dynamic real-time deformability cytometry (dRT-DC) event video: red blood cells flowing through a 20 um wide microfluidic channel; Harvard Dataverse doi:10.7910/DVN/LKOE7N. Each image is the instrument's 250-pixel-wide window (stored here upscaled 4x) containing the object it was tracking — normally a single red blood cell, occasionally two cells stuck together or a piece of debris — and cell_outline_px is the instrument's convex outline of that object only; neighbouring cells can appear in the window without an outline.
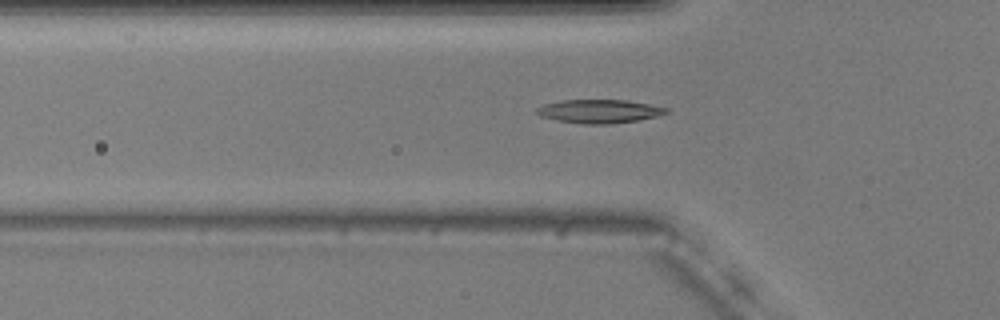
{"species": "common noctule bat (a hibernating species)", "species_latin": "Nyctalus noctula", "temperature_condition": "warm", "stored_images_in_passage": 47, "camera_frame_rate_fps": 3000, "um_per_image_px": 0.085, "animal": {"sex": "male", "body_mass_g": 20.5, "forearm_length_mm": 52.5}, "frame": {"image": 1, "passage_image": 10, "time_ms": 3.0, "image_size_px": [1000, 320], "cell_outline_px": [[668, 112], [656, 116], [640, 120], [612, 124], [584, 124], [556, 120], [544, 116], [536, 112], [536, 108], [544, 104], [560, 100], [628, 100], [668, 108]], "centroid_in_image_um": [50.95, 9.46], "position_along_channel_um": 74.8, "area_um2": 17.69}}
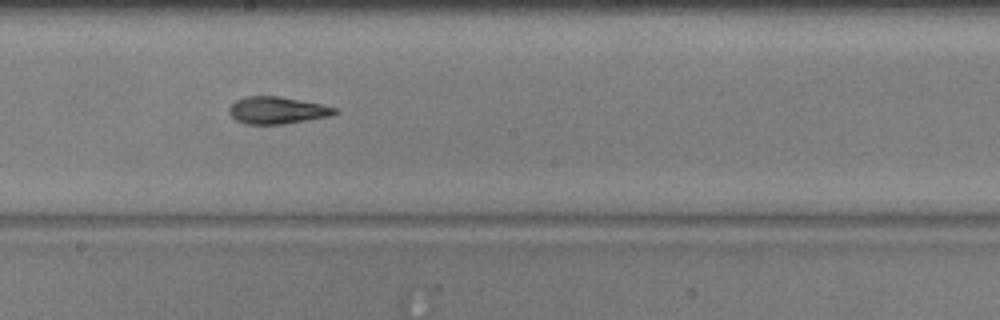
{"frame": {"image": 2, "passage_image": 22, "time_ms": 7.0, "image_size_px": [1000, 320], "cell_outline_px": [[340, 112], [332, 116], [284, 124], [244, 124], [236, 120], [228, 112], [228, 108], [236, 100], [244, 96], [280, 96], [320, 104], [336, 108]], "centroid_in_image_um": [23.56, 9.38], "position_along_channel_um": 224.6, "area_um2": 16.82}}
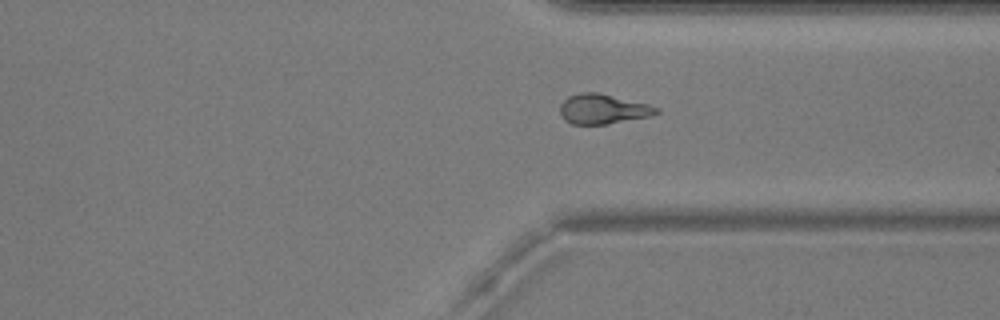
{"frame": {"image": 3, "passage_image": 33, "time_ms": 10.667, "image_size_px": [1000, 320], "cell_outline_px": [[660, 112], [652, 116], [608, 124], [572, 124], [564, 120], [560, 112], [560, 104], [568, 96], [580, 92], [596, 92], [648, 104], [660, 108]], "centroid_in_image_um": [51.26, 9.27], "position_along_channel_um": 360.1, "area_um2": 16.82}, "authors_computed_cell_mechanics": {"area_um2": 16.8198, "velocity_mm_per_s": 3.7115, "shape_relaxation_time_tau1_ms": 5.7697, "shape_relaxation_time_tau2_ms": 2.6207, "deformation_change_tau1": 0.1693, "deformation_change_tau2": 0.1037}}